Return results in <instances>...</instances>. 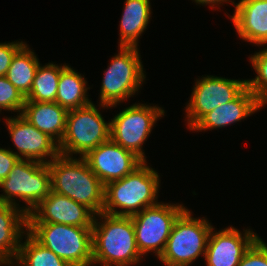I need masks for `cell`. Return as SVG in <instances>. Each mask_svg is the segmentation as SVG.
Listing matches in <instances>:
<instances>
[{"label":"cell","instance_id":"cell-1","mask_svg":"<svg viewBox=\"0 0 267 266\" xmlns=\"http://www.w3.org/2000/svg\"><path fill=\"white\" fill-rule=\"evenodd\" d=\"M92 241L93 266H134L143 260L136 245L131 216H117L104 212L96 214L92 227Z\"/></svg>","mask_w":267,"mask_h":266},{"label":"cell","instance_id":"cell-2","mask_svg":"<svg viewBox=\"0 0 267 266\" xmlns=\"http://www.w3.org/2000/svg\"><path fill=\"white\" fill-rule=\"evenodd\" d=\"M159 177L154 168L143 162L132 173L108 183L105 185L103 212L117 216H133L146 207L158 204L161 187Z\"/></svg>","mask_w":267,"mask_h":266},{"label":"cell","instance_id":"cell-3","mask_svg":"<svg viewBox=\"0 0 267 266\" xmlns=\"http://www.w3.org/2000/svg\"><path fill=\"white\" fill-rule=\"evenodd\" d=\"M48 167L53 192L87 206L95 214L103 212L105 186L83 157L59 155Z\"/></svg>","mask_w":267,"mask_h":266},{"label":"cell","instance_id":"cell-4","mask_svg":"<svg viewBox=\"0 0 267 266\" xmlns=\"http://www.w3.org/2000/svg\"><path fill=\"white\" fill-rule=\"evenodd\" d=\"M104 71L99 95L100 108H113L134 97L146 79L138 47L119 46Z\"/></svg>","mask_w":267,"mask_h":266},{"label":"cell","instance_id":"cell-5","mask_svg":"<svg viewBox=\"0 0 267 266\" xmlns=\"http://www.w3.org/2000/svg\"><path fill=\"white\" fill-rule=\"evenodd\" d=\"M28 232L71 266H93L92 228L59 223H28Z\"/></svg>","mask_w":267,"mask_h":266},{"label":"cell","instance_id":"cell-6","mask_svg":"<svg viewBox=\"0 0 267 266\" xmlns=\"http://www.w3.org/2000/svg\"><path fill=\"white\" fill-rule=\"evenodd\" d=\"M3 193L0 203L20 207L15 200L24 201L21 208L28 214L52 191L51 173L48 164L19 159L8 176L0 183Z\"/></svg>","mask_w":267,"mask_h":266},{"label":"cell","instance_id":"cell-7","mask_svg":"<svg viewBox=\"0 0 267 266\" xmlns=\"http://www.w3.org/2000/svg\"><path fill=\"white\" fill-rule=\"evenodd\" d=\"M186 208L175 221L165 249L158 258L164 266H190L203 258L212 224L207 218L192 217Z\"/></svg>","mask_w":267,"mask_h":266},{"label":"cell","instance_id":"cell-8","mask_svg":"<svg viewBox=\"0 0 267 266\" xmlns=\"http://www.w3.org/2000/svg\"><path fill=\"white\" fill-rule=\"evenodd\" d=\"M97 106L68 111L64 136L59 145L60 155L84 157L90 150L110 139V122H106Z\"/></svg>","mask_w":267,"mask_h":266},{"label":"cell","instance_id":"cell-9","mask_svg":"<svg viewBox=\"0 0 267 266\" xmlns=\"http://www.w3.org/2000/svg\"><path fill=\"white\" fill-rule=\"evenodd\" d=\"M165 116V110L157 105L134 103L115 115L110 122V139L143 162H147L144 142L150 136L155 123ZM144 151V152H143Z\"/></svg>","mask_w":267,"mask_h":266},{"label":"cell","instance_id":"cell-10","mask_svg":"<svg viewBox=\"0 0 267 266\" xmlns=\"http://www.w3.org/2000/svg\"><path fill=\"white\" fill-rule=\"evenodd\" d=\"M186 208L179 203L159 202L131 216L136 245L143 257L149 252L161 256L175 221Z\"/></svg>","mask_w":267,"mask_h":266},{"label":"cell","instance_id":"cell-11","mask_svg":"<svg viewBox=\"0 0 267 266\" xmlns=\"http://www.w3.org/2000/svg\"><path fill=\"white\" fill-rule=\"evenodd\" d=\"M186 103L187 128L191 129L204 115L216 107L234 100L246 87V80L205 75L196 79Z\"/></svg>","mask_w":267,"mask_h":266},{"label":"cell","instance_id":"cell-12","mask_svg":"<svg viewBox=\"0 0 267 266\" xmlns=\"http://www.w3.org/2000/svg\"><path fill=\"white\" fill-rule=\"evenodd\" d=\"M5 118L12 143V151L19 159L48 164L60 155L58 143L46 133L39 131L21 114Z\"/></svg>","mask_w":267,"mask_h":266},{"label":"cell","instance_id":"cell-13","mask_svg":"<svg viewBox=\"0 0 267 266\" xmlns=\"http://www.w3.org/2000/svg\"><path fill=\"white\" fill-rule=\"evenodd\" d=\"M105 186L132 173L143 161L111 139L90 150L83 157Z\"/></svg>","mask_w":267,"mask_h":266},{"label":"cell","instance_id":"cell-14","mask_svg":"<svg viewBox=\"0 0 267 266\" xmlns=\"http://www.w3.org/2000/svg\"><path fill=\"white\" fill-rule=\"evenodd\" d=\"M95 215L87 206L51 191L28 214V223H59L92 228Z\"/></svg>","mask_w":267,"mask_h":266},{"label":"cell","instance_id":"cell-15","mask_svg":"<svg viewBox=\"0 0 267 266\" xmlns=\"http://www.w3.org/2000/svg\"><path fill=\"white\" fill-rule=\"evenodd\" d=\"M214 229H211L207 241L206 266H238L245 252L259 238L251 229H243V234L233 226L218 232Z\"/></svg>","mask_w":267,"mask_h":266},{"label":"cell","instance_id":"cell-16","mask_svg":"<svg viewBox=\"0 0 267 266\" xmlns=\"http://www.w3.org/2000/svg\"><path fill=\"white\" fill-rule=\"evenodd\" d=\"M261 109V101L246 87L234 100L204 115L190 131L221 129L241 120L244 121L245 118Z\"/></svg>","mask_w":267,"mask_h":266},{"label":"cell","instance_id":"cell-17","mask_svg":"<svg viewBox=\"0 0 267 266\" xmlns=\"http://www.w3.org/2000/svg\"><path fill=\"white\" fill-rule=\"evenodd\" d=\"M228 18L240 39L261 47L267 45V0H240Z\"/></svg>","mask_w":267,"mask_h":266},{"label":"cell","instance_id":"cell-18","mask_svg":"<svg viewBox=\"0 0 267 266\" xmlns=\"http://www.w3.org/2000/svg\"><path fill=\"white\" fill-rule=\"evenodd\" d=\"M27 227L28 215L21 207L0 203V266H13Z\"/></svg>","mask_w":267,"mask_h":266},{"label":"cell","instance_id":"cell-19","mask_svg":"<svg viewBox=\"0 0 267 266\" xmlns=\"http://www.w3.org/2000/svg\"><path fill=\"white\" fill-rule=\"evenodd\" d=\"M68 110L56 102L25 101L21 115L58 144L66 128Z\"/></svg>","mask_w":267,"mask_h":266},{"label":"cell","instance_id":"cell-20","mask_svg":"<svg viewBox=\"0 0 267 266\" xmlns=\"http://www.w3.org/2000/svg\"><path fill=\"white\" fill-rule=\"evenodd\" d=\"M150 0H125L120 20L118 46L138 47L142 36L150 22L152 11Z\"/></svg>","mask_w":267,"mask_h":266},{"label":"cell","instance_id":"cell-21","mask_svg":"<svg viewBox=\"0 0 267 266\" xmlns=\"http://www.w3.org/2000/svg\"><path fill=\"white\" fill-rule=\"evenodd\" d=\"M87 81L68 64L61 70L55 102L65 109L72 110L92 103L88 98Z\"/></svg>","mask_w":267,"mask_h":266},{"label":"cell","instance_id":"cell-22","mask_svg":"<svg viewBox=\"0 0 267 266\" xmlns=\"http://www.w3.org/2000/svg\"><path fill=\"white\" fill-rule=\"evenodd\" d=\"M25 43L14 55L6 77L26 97L40 64L37 55Z\"/></svg>","mask_w":267,"mask_h":266},{"label":"cell","instance_id":"cell-23","mask_svg":"<svg viewBox=\"0 0 267 266\" xmlns=\"http://www.w3.org/2000/svg\"><path fill=\"white\" fill-rule=\"evenodd\" d=\"M66 64H54L49 62L46 65L39 64L32 82L31 91L25 97V101L55 102L58 91V83L61 70Z\"/></svg>","mask_w":267,"mask_h":266},{"label":"cell","instance_id":"cell-24","mask_svg":"<svg viewBox=\"0 0 267 266\" xmlns=\"http://www.w3.org/2000/svg\"><path fill=\"white\" fill-rule=\"evenodd\" d=\"M24 236L25 240L21 241L20 250L13 266H71L40 244L28 231Z\"/></svg>","mask_w":267,"mask_h":266},{"label":"cell","instance_id":"cell-25","mask_svg":"<svg viewBox=\"0 0 267 266\" xmlns=\"http://www.w3.org/2000/svg\"><path fill=\"white\" fill-rule=\"evenodd\" d=\"M251 66L257 73L255 78L246 80L249 90L262 101L267 97V47L249 57Z\"/></svg>","mask_w":267,"mask_h":266},{"label":"cell","instance_id":"cell-26","mask_svg":"<svg viewBox=\"0 0 267 266\" xmlns=\"http://www.w3.org/2000/svg\"><path fill=\"white\" fill-rule=\"evenodd\" d=\"M25 100L6 76H0V112L5 110L21 114Z\"/></svg>","mask_w":267,"mask_h":266},{"label":"cell","instance_id":"cell-27","mask_svg":"<svg viewBox=\"0 0 267 266\" xmlns=\"http://www.w3.org/2000/svg\"><path fill=\"white\" fill-rule=\"evenodd\" d=\"M238 266H267V243L259 237L245 252Z\"/></svg>","mask_w":267,"mask_h":266},{"label":"cell","instance_id":"cell-28","mask_svg":"<svg viewBox=\"0 0 267 266\" xmlns=\"http://www.w3.org/2000/svg\"><path fill=\"white\" fill-rule=\"evenodd\" d=\"M25 44L23 41L0 43V76H6L15 53Z\"/></svg>","mask_w":267,"mask_h":266},{"label":"cell","instance_id":"cell-29","mask_svg":"<svg viewBox=\"0 0 267 266\" xmlns=\"http://www.w3.org/2000/svg\"><path fill=\"white\" fill-rule=\"evenodd\" d=\"M19 158L8 148L0 147V183L8 176Z\"/></svg>","mask_w":267,"mask_h":266},{"label":"cell","instance_id":"cell-30","mask_svg":"<svg viewBox=\"0 0 267 266\" xmlns=\"http://www.w3.org/2000/svg\"><path fill=\"white\" fill-rule=\"evenodd\" d=\"M192 1H194V3L196 2V4H198V5H209V7L211 8L212 7V9L213 8H216V7H218V9H220L219 7V5H224L223 3H231L232 5H234L235 6V1L233 0H192ZM216 6V7H215Z\"/></svg>","mask_w":267,"mask_h":266},{"label":"cell","instance_id":"cell-31","mask_svg":"<svg viewBox=\"0 0 267 266\" xmlns=\"http://www.w3.org/2000/svg\"><path fill=\"white\" fill-rule=\"evenodd\" d=\"M265 105H267V97H265V98L261 101V108H263Z\"/></svg>","mask_w":267,"mask_h":266}]
</instances>
